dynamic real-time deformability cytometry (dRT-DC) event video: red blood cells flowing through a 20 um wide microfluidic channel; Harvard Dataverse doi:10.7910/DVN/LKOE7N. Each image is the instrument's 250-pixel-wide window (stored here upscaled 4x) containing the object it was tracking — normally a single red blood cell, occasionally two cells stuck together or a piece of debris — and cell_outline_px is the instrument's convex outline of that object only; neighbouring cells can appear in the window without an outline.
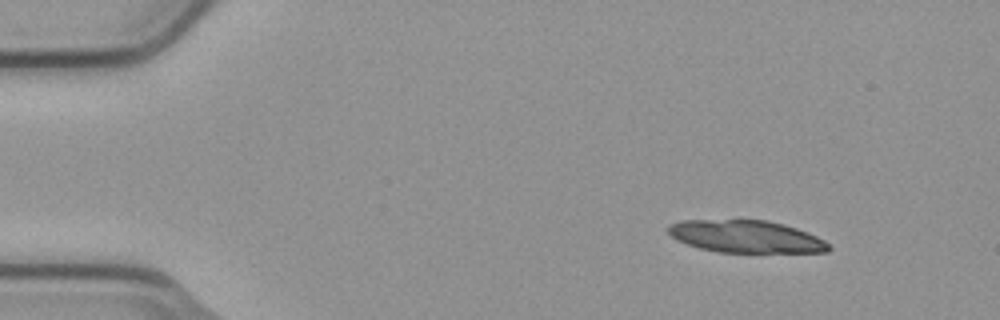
{"species": "common noctule bat (a hibernating species)", "species_latin": "Nyctalus noctula", "temperature_condition": "cold", "stored_images_in_passage": 26, "camera_frame_rate_fps": 3000, "um_per_image_px": 0.085, "animal": {"sex": "male", "body_mass_g": 23.1, "forearm_length_mm": 52.7}, "frame": {"image": 1, "passage_image": 6, "time_ms": 1.667, "image_size_px": [1000, 320], "cell_outline_px": [[832, 248], [828, 252], [716, 252], [700, 248], [676, 240], [668, 232], [668, 224], [680, 220], [768, 220], [784, 224], [808, 232], [824, 240]], "centroid_in_image_um": [63.4, 20.1], "position_along_channel_um": 21.6, "area_um2": 30.29}}